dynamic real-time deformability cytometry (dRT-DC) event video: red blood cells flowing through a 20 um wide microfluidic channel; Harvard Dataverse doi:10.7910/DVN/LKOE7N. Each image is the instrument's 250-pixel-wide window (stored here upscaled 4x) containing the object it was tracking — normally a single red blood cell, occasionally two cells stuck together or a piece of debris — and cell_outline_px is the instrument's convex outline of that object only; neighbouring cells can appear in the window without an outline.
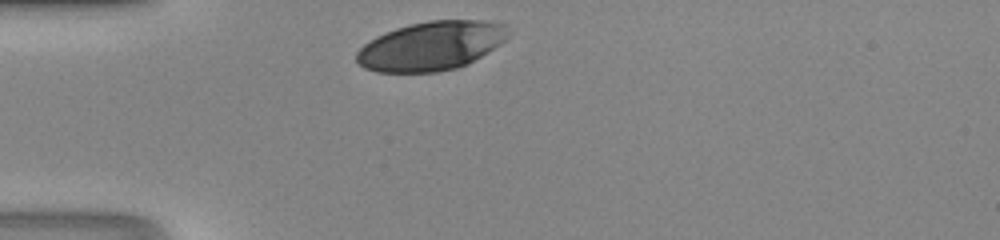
{"species": "human", "species_latin": "Homo sapiens", "temperature_condition": "room temperature", "stored_images_in_passage": 26, "camera_frame_rate_fps": 3000, "um_per_image_px": 0.085, "donor": {"sex": "male"}, "frame": {"image": 1, "passage_image": 1, "time_ms": 0.0, "image_size_px": [1000, 240], "cell_outline_px": [[508, 36], [500, 44], [488, 52], [468, 64], [456, 68], [436, 72], [376, 72], [364, 68], [356, 60], [356, 52], [364, 44], [376, 36], [396, 28], [428, 20], [480, 20], [504, 24]], "centroid_in_image_um": [36.62, 3.91], "position_along_channel_um": 48.4, "area_um2": 43.06}}
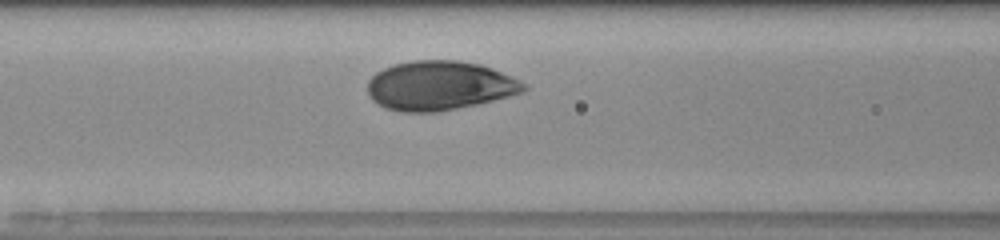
{"frame": {"image": 2, "passage_image": 8, "time_ms": 2.333, "image_size_px": [1000, 240], "cell_outline_px": [[528, 88], [524, 92], [476, 104], [436, 112], [400, 112], [384, 108], [372, 100], [368, 92], [368, 80], [376, 72], [392, 64], [412, 60], [460, 60], [480, 64], [492, 68], [520, 80]], "centroid_in_image_um": [37.33, 7.27], "position_along_channel_um": 129.3, "area_um2": 44.91}}